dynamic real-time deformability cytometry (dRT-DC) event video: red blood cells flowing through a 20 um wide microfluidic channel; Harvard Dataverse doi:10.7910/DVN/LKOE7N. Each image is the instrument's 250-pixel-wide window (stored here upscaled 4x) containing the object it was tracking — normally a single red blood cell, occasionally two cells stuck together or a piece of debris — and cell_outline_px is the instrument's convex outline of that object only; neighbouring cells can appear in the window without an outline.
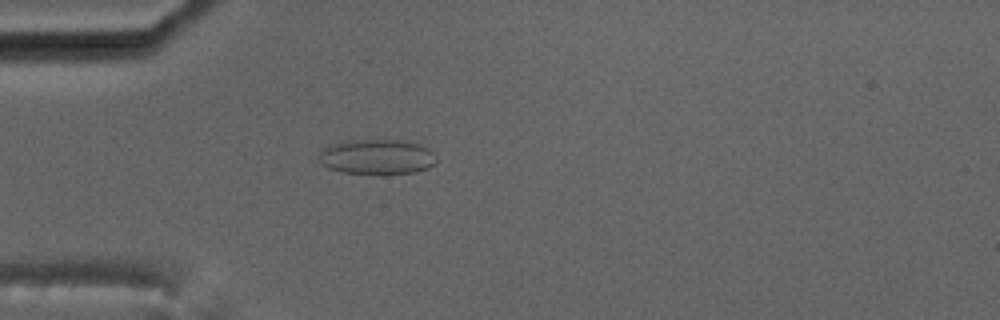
{"species": "common noctule bat (a hibernating species)", "species_latin": "Nyctalus noctula", "temperature_condition": "cold", "stored_images_in_passage": 5, "camera_frame_rate_fps": 3000, "um_per_image_px": 0.085, "animal": {"sex": "male", "body_mass_g": 17.5, "forearm_length_mm": 52.3}, "frame": {"image": 1, "passage_image": 4, "time_ms": 5.0, "image_size_px": [1000, 320], "cell_outline_px": [[436, 160], [428, 168], [416, 172], [340, 172], [328, 168], [320, 160], [320, 148], [328, 144], [340, 140], [376, 136], [408, 140], [420, 144], [428, 148]], "centroid_in_image_um": [31.98, 13.22], "position_along_channel_um": 53.0, "area_um2": 24.68}}